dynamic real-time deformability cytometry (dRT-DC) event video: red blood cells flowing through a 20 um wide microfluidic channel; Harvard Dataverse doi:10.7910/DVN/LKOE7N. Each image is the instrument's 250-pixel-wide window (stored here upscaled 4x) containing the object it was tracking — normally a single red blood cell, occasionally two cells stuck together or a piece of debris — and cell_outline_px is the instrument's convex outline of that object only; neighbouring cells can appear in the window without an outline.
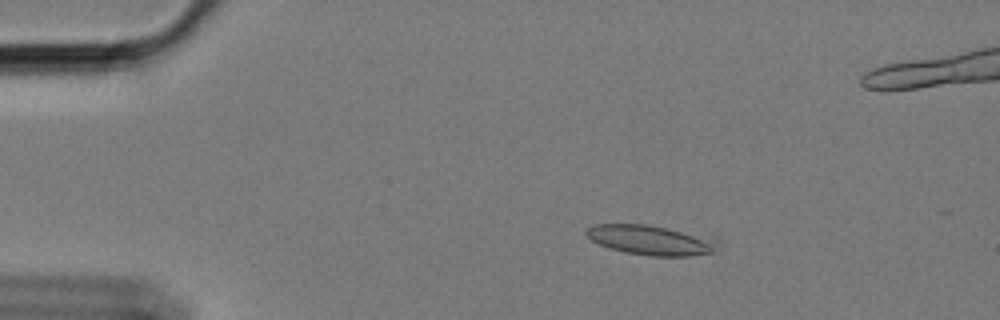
{"species": "Egyptian fruit bat (a non-hibernating species)", "species_latin": "Rousettus aegyptiacus", "temperature_condition": "cold", "stored_images_in_passage": 20, "camera_frame_rate_fps": 3000, "um_per_image_px": 0.085, "animal": {"sex": "female"}, "frame": {"image": 1, "passage_image": 11, "time_ms": 3.333, "image_size_px": [1000, 320], "cell_outline_px": [[720, 240], [716, 248], [712, 252], [692, 256], [652, 256], [624, 252], [608, 248], [592, 240], [584, 232], [592, 224], [648, 224], [720, 236]], "centroid_in_image_um": [55.45, 20.38], "position_along_channel_um": 29.5, "area_um2": 23.64}}
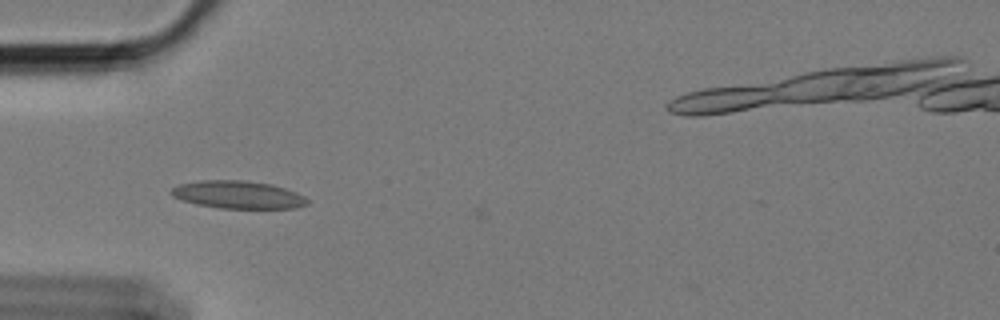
{"frame": {"image": 2, "passage_image": 19, "time_ms": 6.0, "image_size_px": [1000, 320], "cell_outline_px": [[308, 204], [296, 208], [220, 208], [196, 204], [172, 196], [168, 192], [172, 188], [180, 184], [200, 180], [240, 180], [272, 184], [296, 192], [304, 196], [308, 200]], "centroid_in_image_um": [20.22, 16.55], "position_along_channel_um": 64.8, "area_um2": 21.91}}